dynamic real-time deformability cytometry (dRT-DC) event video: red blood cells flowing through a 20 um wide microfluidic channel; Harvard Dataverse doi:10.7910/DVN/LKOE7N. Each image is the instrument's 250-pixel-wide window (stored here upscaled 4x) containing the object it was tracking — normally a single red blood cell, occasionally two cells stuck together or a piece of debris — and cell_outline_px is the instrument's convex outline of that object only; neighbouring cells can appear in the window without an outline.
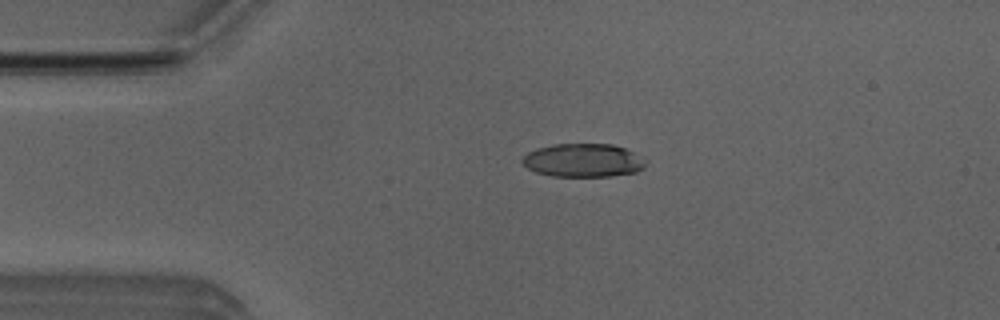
{"species": "Egyptian fruit bat (a non-hibernating species)", "species_latin": "Rousettus aegyptiacus", "temperature_condition": "room temperature", "stored_images_in_passage": 44, "camera_frame_rate_fps": 3000, "um_per_image_px": 0.085, "animal": {"sex": "male"}, "frame": {"image": 1, "passage_image": 3, "time_ms": 0.667, "image_size_px": [1000, 320], "cell_outline_px": [[648, 160], [644, 168], [636, 172], [608, 176], [552, 176], [536, 172], [528, 168], [520, 160], [528, 152], [536, 148], [552, 144], [612, 144], [624, 148]], "centroid_in_image_um": [49.57, 13.62], "position_along_channel_um": 35.4, "area_um2": 24.04}}
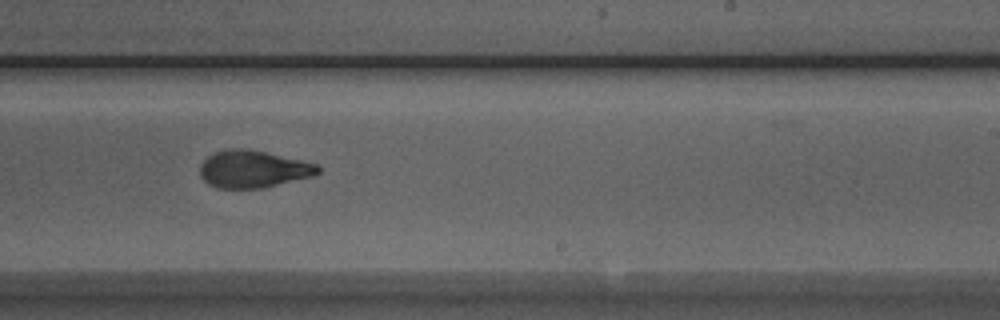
{"frame": {"image": 2, "passage_image": 23, "time_ms": 7.333, "image_size_px": [1000, 320], "cell_outline_px": [[320, 172], [312, 176], [264, 188], [216, 188], [208, 184], [200, 176], [200, 164], [208, 156], [216, 152], [228, 148], [236, 148], [264, 152], [300, 160], [316, 164], [320, 168]], "centroid_in_image_um": [21.48, 14.39], "position_along_channel_um": 267.5, "area_um2": 25.37}}
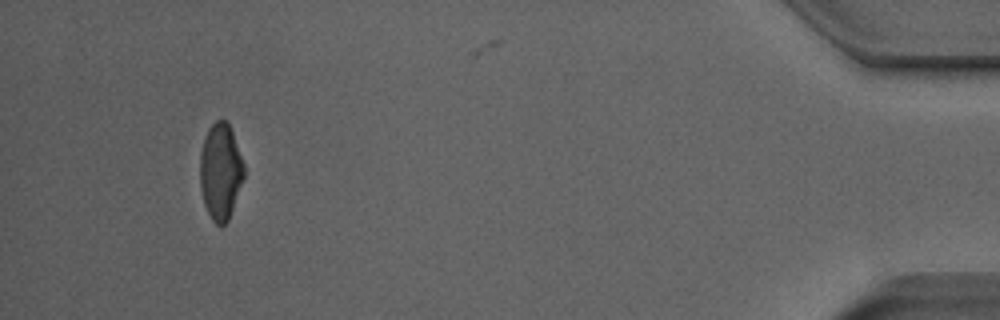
{"frame": {"image": 3, "passage_image": 40, "time_ms": 13.0, "image_size_px": [1000, 320], "cell_outline_px": [[244, 176], [228, 220], [220, 228], [212, 220], [204, 204], [200, 188], [200, 152], [204, 136], [208, 128], [216, 120], [224, 120], [228, 124], [232, 132], [244, 164]], "centroid_in_image_um": [18.72, 14.58], "position_along_channel_um": 416.5, "area_um2": 24.57}, "authors_computed_cell_mechanics": {"area_um2": 25.6343, "velocity_mm_per_s": 3.9752, "shape_relaxation_time_tau1_ms": 5.161, "shape_relaxation_time_tau2_ms": 1.6094, "deformation_change_tau1": 0.1715, "deformation_change_tau2": 0.0795}}